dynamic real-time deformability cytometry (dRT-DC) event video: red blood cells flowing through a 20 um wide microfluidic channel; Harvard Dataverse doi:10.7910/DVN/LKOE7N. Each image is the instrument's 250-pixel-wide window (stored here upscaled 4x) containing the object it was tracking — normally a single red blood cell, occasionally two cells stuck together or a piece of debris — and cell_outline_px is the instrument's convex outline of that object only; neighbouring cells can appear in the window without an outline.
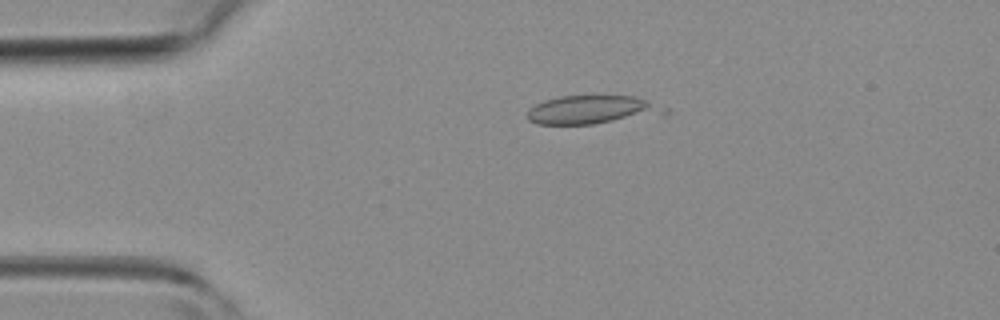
{"species": "common noctule bat (a hibernating species)", "species_latin": "Nyctalus noctula", "temperature_condition": "room temperature", "stored_images_in_passage": 7, "camera_frame_rate_fps": 3000, "um_per_image_px": 0.085, "animal": {"sex": "female", "body_mass_g": 19.3, "forearm_length_mm": 54.1}, "frame": {"image": 1, "passage_image": 5, "time_ms": 1.333, "image_size_px": [1000, 320], "cell_outline_px": [[672, 112], [668, 116], [592, 124], [536, 124], [528, 120], [528, 108], [544, 100], [560, 96], [636, 96], [668, 108]], "centroid_in_image_um": [50.49, 9.35], "position_along_channel_um": 34.5, "area_um2": 23.58}}